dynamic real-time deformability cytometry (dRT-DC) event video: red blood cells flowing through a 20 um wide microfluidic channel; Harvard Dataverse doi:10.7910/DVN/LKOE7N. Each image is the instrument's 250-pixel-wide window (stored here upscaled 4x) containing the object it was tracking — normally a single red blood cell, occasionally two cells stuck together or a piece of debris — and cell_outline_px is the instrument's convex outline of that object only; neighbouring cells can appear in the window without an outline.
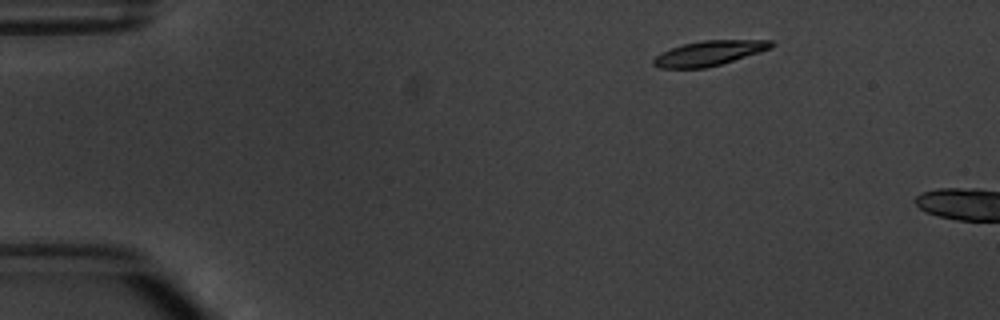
{"species": "common noctule bat (a hibernating species)", "species_latin": "Nyctalus noctula", "temperature_condition": "warm", "stored_images_in_passage": 2, "camera_frame_rate_fps": 3000, "um_per_image_px": 0.085, "animal": {"sex": "male", "body_mass_g": 20.1, "forearm_length_mm": 53.5}, "frame": {"image": 1, "passage_image": 1, "time_ms": 0.0, "image_size_px": [1000, 320], "cell_outline_px": [[776, 44], [772, 48], [760, 52], [720, 64], [704, 68], [660, 68], [652, 64], [652, 60], [656, 56], [672, 48], [684, 44], [704, 40], [772, 40]], "centroid_in_image_um": [60.31, 4.52], "position_along_channel_um": 24.7, "area_um2": 16.88}}